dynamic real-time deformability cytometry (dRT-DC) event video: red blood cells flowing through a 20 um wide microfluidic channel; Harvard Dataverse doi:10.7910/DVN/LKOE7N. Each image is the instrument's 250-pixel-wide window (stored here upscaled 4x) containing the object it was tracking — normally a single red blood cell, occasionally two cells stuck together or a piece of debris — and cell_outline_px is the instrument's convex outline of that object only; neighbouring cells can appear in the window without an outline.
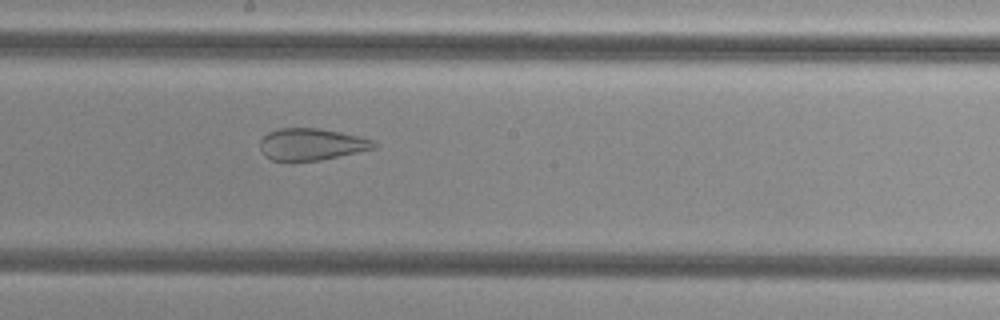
{"species": "common noctule bat (a hibernating species)", "species_latin": "Nyctalus noctula", "temperature_condition": "cold", "stored_images_in_passage": 52, "camera_frame_rate_fps": 3000, "um_per_image_px": 0.085, "animal": {"sex": "female", "body_mass_g": 29.2, "forearm_length_mm": 56.3}, "frame": {"image": 1, "passage_image": 28, "time_ms": 9.0, "image_size_px": [1000, 320], "cell_outline_px": [[376, 148], [320, 160], [272, 160], [264, 156], [260, 148], [260, 140], [268, 132], [280, 128], [320, 128], [360, 136], [376, 140]], "centroid_in_image_um": [26.49, 12.25], "position_along_channel_um": 221.7, "area_um2": 21.1}}
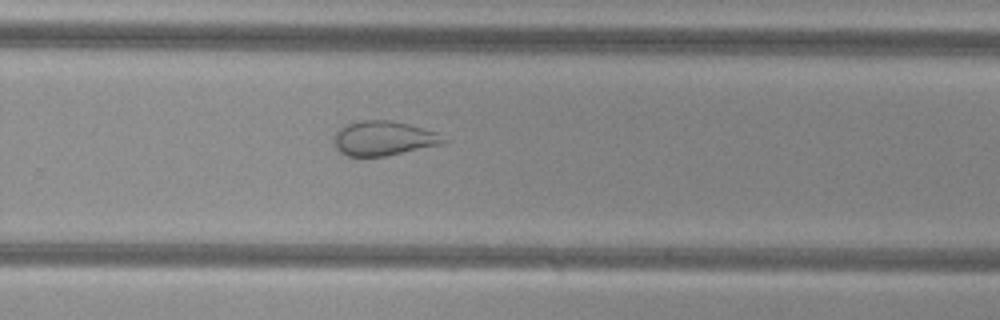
{"frame": {"image": 2, "passage_image": 34, "time_ms": 11.0, "image_size_px": [1000, 320], "cell_outline_px": [[452, 140], [444, 144], [384, 156], [348, 156], [340, 152], [336, 148], [332, 140], [336, 132], [340, 128], [348, 124], [364, 120], [392, 120], [424, 128], [436, 132]], "centroid_in_image_um": [32.65, 11.76], "position_along_channel_um": 297.2, "area_um2": 22.2}}
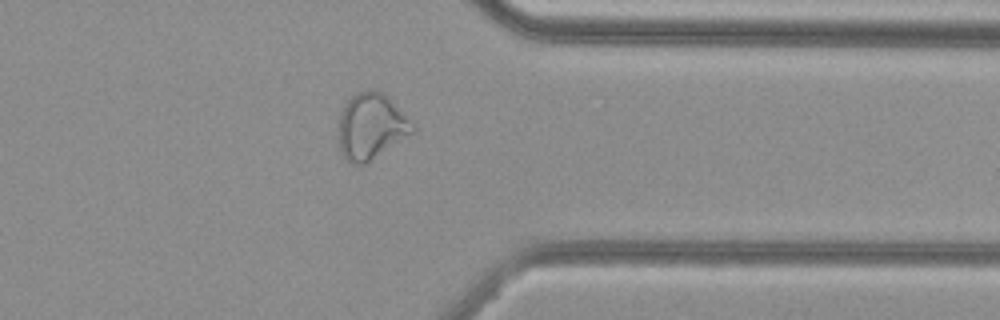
{"frame": {"image": 3, "passage_image": 41, "time_ms": 13.333, "image_size_px": [1000, 320], "cell_outline_px": [[416, 132], [368, 164], [348, 164], [340, 152], [340, 112], [344, 104], [356, 92], [368, 88], [376, 88], [384, 92], [416, 124]], "centroid_in_image_um": [31.6, 10.74], "position_along_channel_um": 379.8, "area_um2": 29.48}}